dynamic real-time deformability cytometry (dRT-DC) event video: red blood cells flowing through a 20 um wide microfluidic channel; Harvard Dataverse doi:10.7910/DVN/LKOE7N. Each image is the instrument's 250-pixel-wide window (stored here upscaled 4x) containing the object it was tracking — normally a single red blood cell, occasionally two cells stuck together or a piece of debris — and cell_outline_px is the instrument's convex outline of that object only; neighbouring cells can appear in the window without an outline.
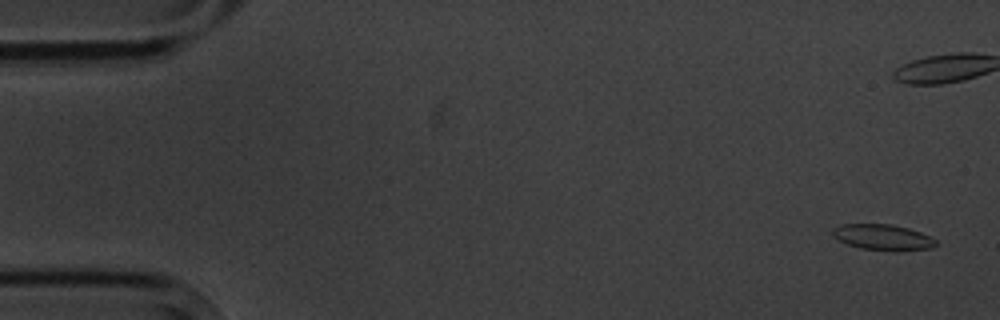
{"species": "common noctule bat (a hibernating species)", "species_latin": "Nyctalus noctula", "temperature_condition": "cold", "stored_images_in_passage": 5, "segment_of_instrument_passage": [2, 2], "camera_frame_rate_fps": 3000, "um_per_image_px": 0.085, "animal": {"sex": "male", "body_mass_g": 20.1, "forearm_length_mm": 53.5}, "frame": {"image": 1, "passage_image": 5, "time_ms": 4.667, "image_size_px": [1000, 320], "cell_outline_px": [[936, 244], [932, 248], [892, 252], [860, 248], [848, 244], [832, 236], [832, 228], [840, 224], [892, 224], [908, 228], [920, 232], [936, 240]], "centroid_in_image_um": [75.02, 20.17], "position_along_channel_um": 10.0, "area_um2": 15.66}}